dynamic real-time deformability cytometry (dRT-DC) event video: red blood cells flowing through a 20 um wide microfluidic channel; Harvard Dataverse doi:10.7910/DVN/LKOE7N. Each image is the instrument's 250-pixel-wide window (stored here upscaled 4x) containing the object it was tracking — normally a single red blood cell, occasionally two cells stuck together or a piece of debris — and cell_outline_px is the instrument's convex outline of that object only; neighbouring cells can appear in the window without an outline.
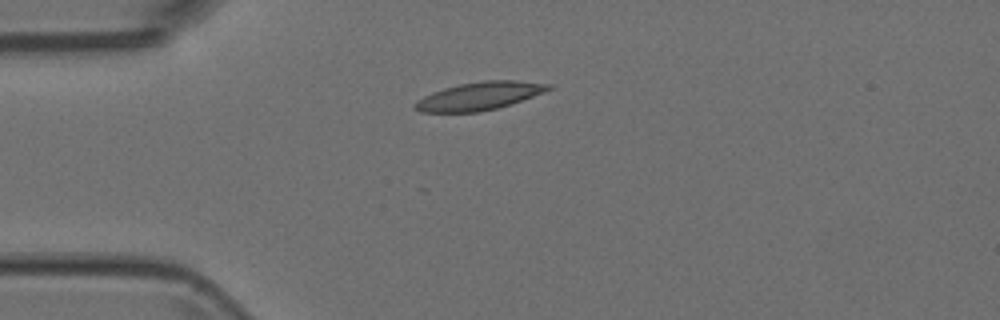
{"species": "Egyptian fruit bat (a non-hibernating species)", "species_latin": "Rousettus aegyptiacus", "temperature_condition": "room temperature", "stored_images_in_passage": 3, "camera_frame_rate_fps": 3000, "um_per_image_px": 0.085, "animal": {"sex": "female"}, "frame": {"image": 1, "passage_image": 1, "time_ms": 0.0, "image_size_px": [1000, 320], "cell_outline_px": [[552, 88], [544, 92], [512, 104], [480, 112], [420, 112], [412, 108], [412, 104], [424, 96], [432, 92], [444, 88], [460, 84], [484, 80], [516, 80], [552, 84]], "centroid_in_image_um": [40.74, 8.16], "position_along_channel_um": 44.3, "area_um2": 21.85}}
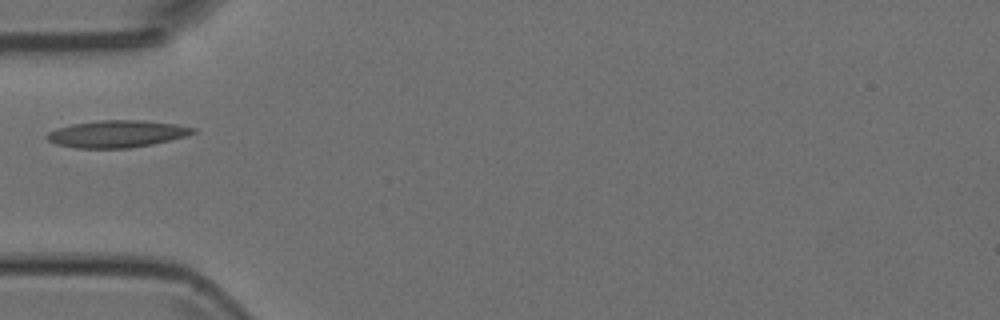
{"frame": {"image": 2, "passage_image": 2, "time_ms": 0.333, "image_size_px": [1000, 320], "cell_outline_px": [[196, 132], [188, 136], [152, 144], [128, 148], [76, 148], [56, 144], [48, 140], [44, 136], [48, 132], [56, 128], [72, 124], [100, 120], [140, 120], [176, 124], [196, 128]], "centroid_in_image_um": [9.94, 11.38], "position_along_channel_um": 75.1, "area_um2": 23.12}}
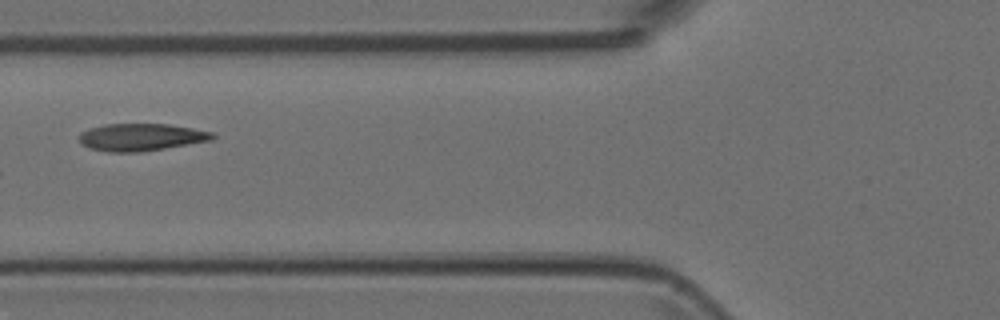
{"frame": {"image": 3, "passage_image": 3, "time_ms": 0.667, "image_size_px": [1000, 320], "cell_outline_px": [[216, 136], [212, 140], [140, 152], [108, 152], [88, 148], [80, 144], [80, 132], [88, 128], [104, 124], [168, 124], [192, 128], [212, 132]], "centroid_in_image_um": [11.95, 11.66], "position_along_channel_um": 113.9, "area_um2": 21.27}}